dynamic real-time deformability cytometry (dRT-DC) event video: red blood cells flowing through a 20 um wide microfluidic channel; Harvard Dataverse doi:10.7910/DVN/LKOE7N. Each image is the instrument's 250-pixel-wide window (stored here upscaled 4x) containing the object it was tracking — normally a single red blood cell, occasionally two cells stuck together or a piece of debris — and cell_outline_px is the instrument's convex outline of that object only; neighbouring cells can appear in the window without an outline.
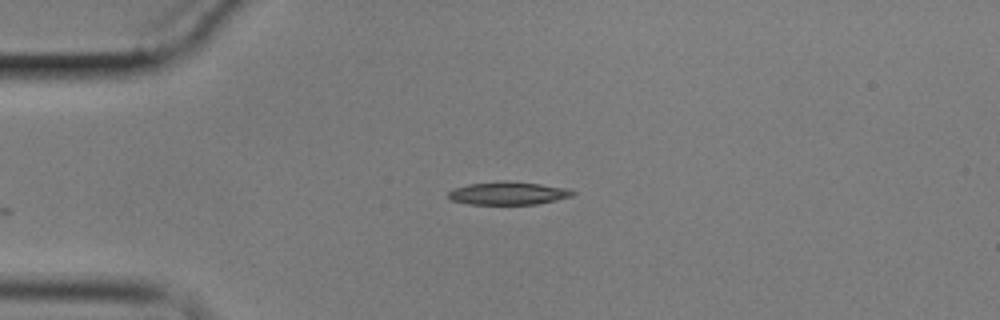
{"species": "common noctule bat (a hibernating species)", "species_latin": "Nyctalus noctula", "temperature_condition": "cold", "stored_images_in_passage": 35, "camera_frame_rate_fps": 3000, "um_per_image_px": 0.085, "animal": {"sex": "male", "body_mass_g": 17.9}, "frame": {"image": 1, "passage_image": 1, "time_ms": 0.0, "image_size_px": [1000, 320], "cell_outline_px": [[576, 192], [572, 196], [556, 200], [536, 204], [468, 204], [452, 200], [448, 196], [448, 192], [452, 188], [468, 184], [504, 180], [540, 184], [568, 188]], "centroid_in_image_um": [43.18, 16.42], "position_along_channel_um": 41.8, "area_um2": 16.7}}
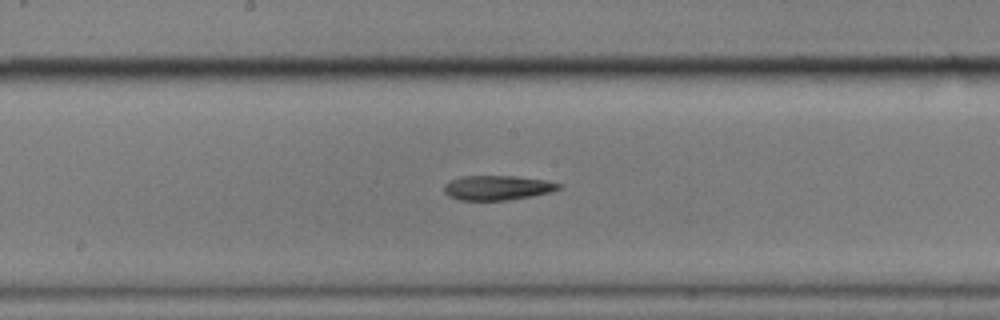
{"frame": {"image": 2, "passage_image": 18, "time_ms": 5.667, "image_size_px": [1000, 320], "cell_outline_px": [[560, 188], [548, 192], [532, 196], [508, 200], [460, 200], [448, 196], [444, 192], [444, 184], [460, 176], [516, 176], [544, 180], [560, 184]], "centroid_in_image_um": [42.22, 15.96], "position_along_channel_um": 206.0, "area_um2": 16.3}}
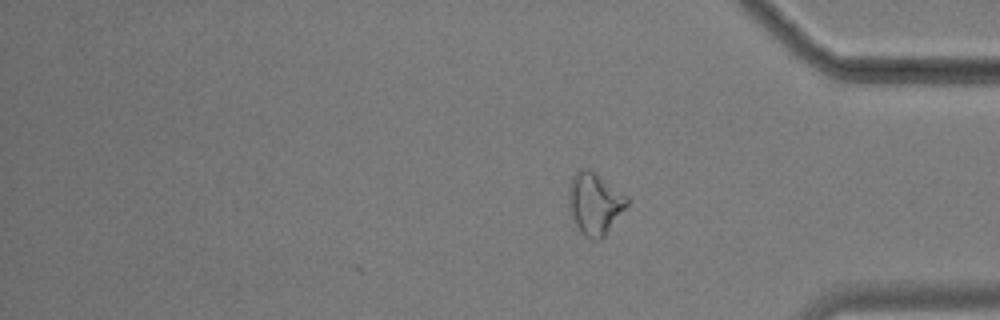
{"frame": {"image": 3, "passage_image": 35, "time_ms": 11.333, "image_size_px": [1000, 320], "cell_outline_px": [[628, 204], [604, 236], [600, 240], [588, 240], [580, 232], [568, 208], [568, 188], [572, 176], [580, 168], [588, 168], [628, 196]], "centroid_in_image_um": [50.52, 17.31], "position_along_channel_um": 384.7, "area_um2": 21.04}}